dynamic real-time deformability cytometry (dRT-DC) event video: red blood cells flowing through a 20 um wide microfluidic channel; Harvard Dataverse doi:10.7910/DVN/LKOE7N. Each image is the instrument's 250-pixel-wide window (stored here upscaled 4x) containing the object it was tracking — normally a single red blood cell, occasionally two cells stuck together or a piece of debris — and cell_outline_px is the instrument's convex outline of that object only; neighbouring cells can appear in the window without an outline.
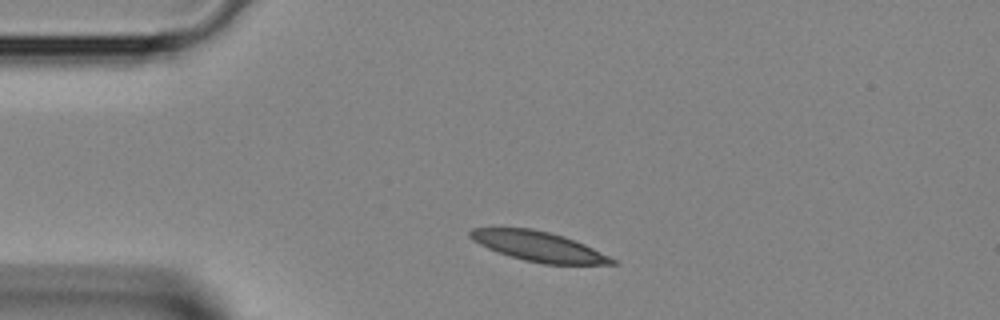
{"species": "Egyptian fruit bat (a non-hibernating species)", "species_latin": "Rousettus aegyptiacus", "temperature_condition": "room temperature", "stored_images_in_passage": 2, "segment_of_instrument_passage": [1, 2], "camera_frame_rate_fps": 3000, "um_per_image_px": 0.085, "animal": {"sex": "female"}, "frame": {"image": 1, "passage_image": 1, "time_ms": 0.0, "image_size_px": [1000, 320], "cell_outline_px": [[616, 264], [544, 264], [524, 260], [496, 252], [472, 240], [468, 236], [468, 232], [472, 228], [532, 228], [564, 236], [584, 244], [616, 260]], "centroid_in_image_um": [45.73, 20.94], "position_along_channel_um": 39.3, "area_um2": 24.45}}